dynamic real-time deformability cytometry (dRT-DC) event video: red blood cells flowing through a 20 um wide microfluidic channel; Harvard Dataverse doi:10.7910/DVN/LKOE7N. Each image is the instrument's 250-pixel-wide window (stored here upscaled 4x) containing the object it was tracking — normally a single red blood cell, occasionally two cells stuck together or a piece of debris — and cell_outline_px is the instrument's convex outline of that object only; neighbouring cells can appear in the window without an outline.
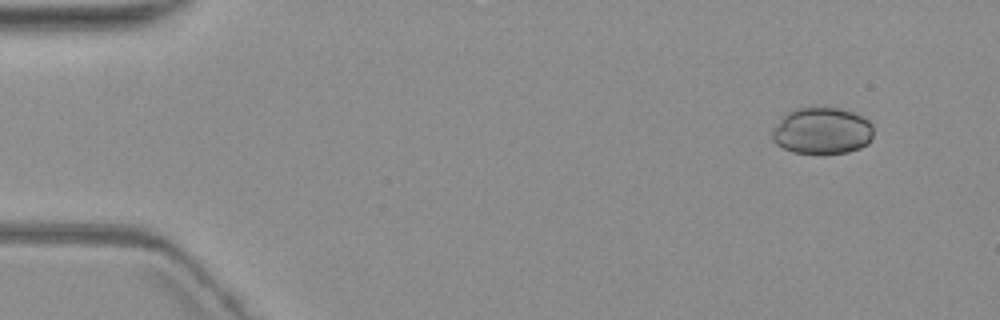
{"species": "common noctule bat (a hibernating species)", "species_latin": "Nyctalus noctula", "temperature_condition": "warm", "stored_images_in_passage": 5, "camera_frame_rate_fps": 3000, "um_per_image_px": 0.085, "animal": {"sex": "female", "body_mass_g": 19.3, "forearm_length_mm": 54.1}, "frame": {"image": 1, "passage_image": 1, "time_ms": 0.0, "image_size_px": [1000, 320], "cell_outline_px": [[872, 140], [868, 144], [860, 148], [848, 152], [820, 156], [792, 152], [776, 144], [772, 140], [772, 128], [788, 112], [796, 108], [840, 108], [852, 112], [868, 120], [872, 124]], "centroid_in_image_um": [69.87, 11.17], "position_along_channel_um": 15.1, "area_um2": 28.03}}
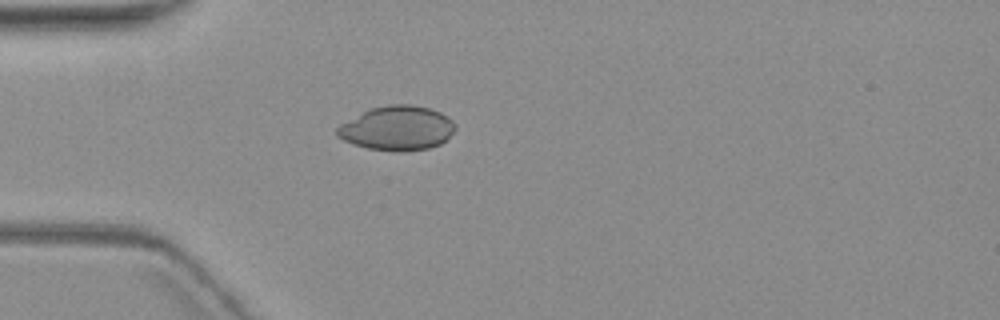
{"frame": {"image": 2, "passage_image": 4, "time_ms": 4.0, "image_size_px": [1000, 320], "cell_outline_px": [[456, 128], [440, 144], [428, 148], [404, 152], [392, 152], [368, 148], [352, 144], [336, 136], [336, 128], [340, 124], [368, 108], [388, 104], [412, 104], [428, 108], [440, 112], [452, 120]], "centroid_in_image_um": [33.71, 10.89], "position_along_channel_um": 51.3, "area_um2": 30.75}}